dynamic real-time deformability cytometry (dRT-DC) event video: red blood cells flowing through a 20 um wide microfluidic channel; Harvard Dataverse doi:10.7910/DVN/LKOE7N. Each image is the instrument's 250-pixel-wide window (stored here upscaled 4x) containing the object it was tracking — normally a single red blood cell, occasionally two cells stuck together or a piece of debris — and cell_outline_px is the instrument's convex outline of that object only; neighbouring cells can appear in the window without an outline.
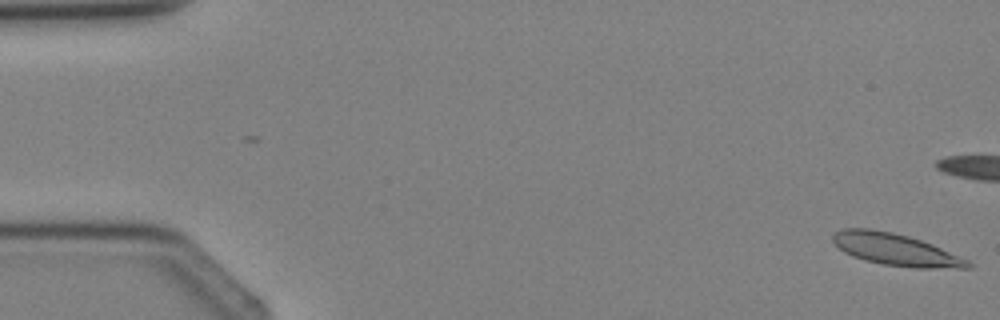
{"species": "Egyptian fruit bat (a non-hibernating species)", "species_latin": "Rousettus aegyptiacus", "temperature_condition": "cold", "stored_images_in_passage": 5, "camera_frame_rate_fps": 3000, "um_per_image_px": 0.085, "animal": {"sex": "female"}, "frame": {"image": 1, "passage_image": 1, "time_ms": 0.0, "image_size_px": [1000, 320], "cell_outline_px": [[972, 268], [916, 268], [884, 264], [864, 260], [852, 256], [844, 252], [832, 240], [832, 236], [836, 232], [844, 228], [868, 228], [892, 232], [908, 236], [932, 244], [968, 260], [972, 264]], "centroid_in_image_um": [76.13, 21.21], "position_along_channel_um": 8.9, "area_um2": 24.91}}
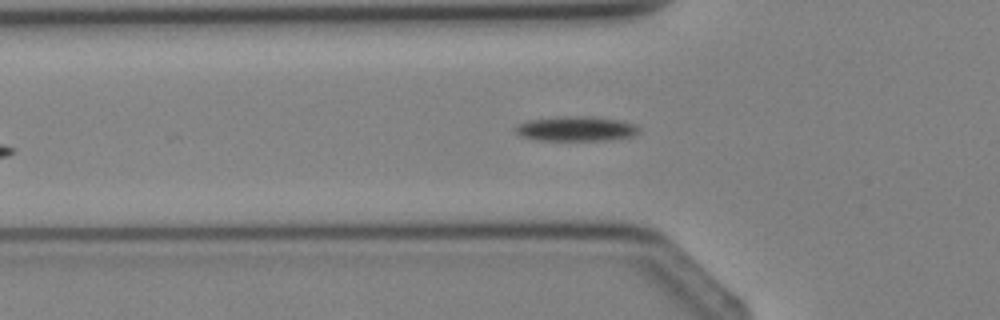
{"frame": {"image": 2, "passage_image": 5, "time_ms": 5.0, "image_size_px": [1000, 320], "cell_outline_px": [[640, 132], [632, 136], [604, 140], [540, 140], [520, 136], [516, 132], [516, 124], [528, 120], [560, 116], [592, 116], [620, 120], [636, 124], [640, 128]], "centroid_in_image_um": [48.98, 10.93], "position_along_channel_um": 76.8, "area_um2": 17.92}}